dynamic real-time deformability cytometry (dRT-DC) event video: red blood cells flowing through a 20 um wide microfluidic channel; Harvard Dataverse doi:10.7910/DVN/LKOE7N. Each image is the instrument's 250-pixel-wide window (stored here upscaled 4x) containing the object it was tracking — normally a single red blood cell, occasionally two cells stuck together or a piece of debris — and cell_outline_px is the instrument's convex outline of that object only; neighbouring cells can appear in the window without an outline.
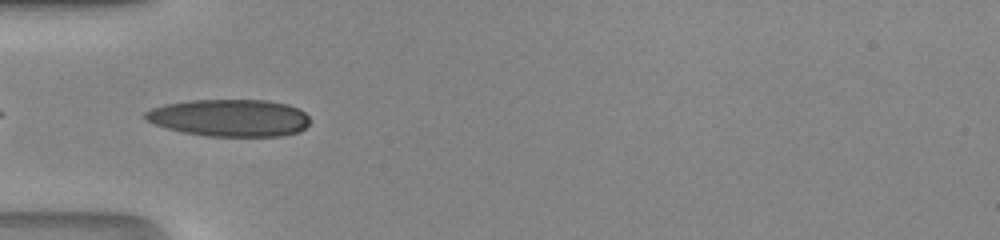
{"species": "human", "species_latin": "Homo sapiens", "temperature_condition": "room temperature", "stored_images_in_passage": 32, "camera_frame_rate_fps": 3000, "um_per_image_px": 0.085, "donor": {"sex": "male"}, "frame": {"image": 1, "passage_image": 1, "time_ms": 0.0, "image_size_px": [1000, 240], "cell_outline_px": [[308, 124], [300, 132], [280, 136], [208, 136], [184, 132], [168, 128], [144, 120], [144, 112], [152, 108], [164, 104], [192, 100], [268, 100], [288, 104], [300, 108], [308, 116]], "centroid_in_image_um": [19.53, 10.01], "position_along_channel_um": 65.5, "area_um2": 35.78}}
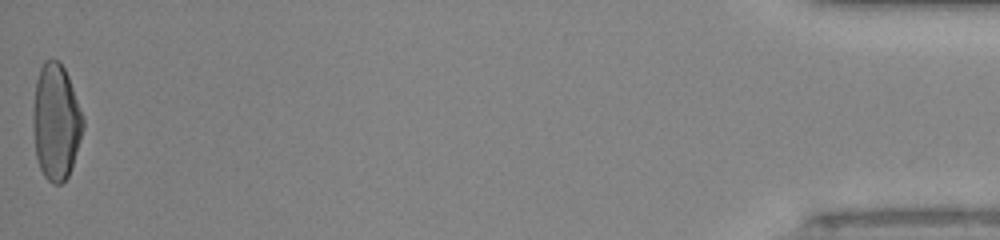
{"frame": {"image": 2, "passage_image": 32, "time_ms": 10.333, "image_size_px": [1000, 240], "cell_outline_px": [[84, 128], [68, 176], [60, 184], [52, 184], [44, 176], [40, 168], [36, 156], [32, 124], [32, 116], [36, 80], [40, 68], [44, 60], [56, 60], [64, 68], [68, 76], [84, 116]], "centroid_in_image_um": [4.75, 10.36], "position_along_channel_um": 430.5, "area_um2": 33.81}}